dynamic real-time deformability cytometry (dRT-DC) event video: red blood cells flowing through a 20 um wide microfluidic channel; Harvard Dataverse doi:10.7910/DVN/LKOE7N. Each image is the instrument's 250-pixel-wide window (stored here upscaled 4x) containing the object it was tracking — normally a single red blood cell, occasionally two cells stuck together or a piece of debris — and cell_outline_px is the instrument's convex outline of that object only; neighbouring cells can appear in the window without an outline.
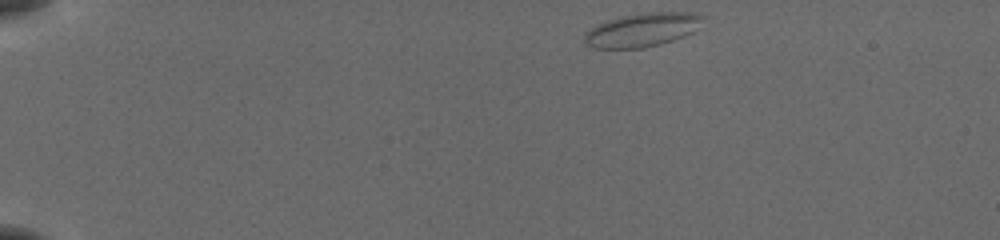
{"species": "common noctule bat (a hibernating species)", "species_latin": "Nyctalus noctula", "temperature_condition": "cold", "stored_images_in_passage": 45, "camera_frame_rate_fps": 3000, "um_per_image_px": 0.085, "animal": {"sex": "female", "body_mass_g": 19.5, "forearm_length_mm": 54.1}, "frame": {"image": 1, "passage_image": 1, "time_ms": 0.0, "image_size_px": [1000, 240], "cell_outline_px": [[704, 16], [692, 32], [684, 36], [660, 44], [644, 48], [592, 48], [584, 40], [584, 32], [588, 28], [608, 20], [624, 16], [648, 12], [692, 12]], "centroid_in_image_um": [54.54, 2.54], "position_along_channel_um": 30.5, "area_um2": 23.0}}
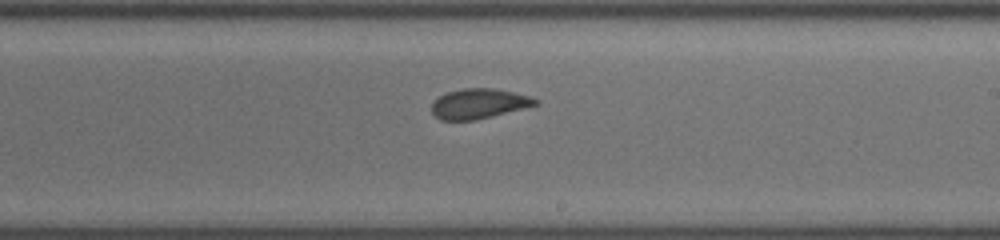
{"frame": {"image": 2, "passage_image": 25, "time_ms": 8.0, "image_size_px": [1000, 240], "cell_outline_px": [[540, 104], [476, 120], [440, 120], [432, 112], [432, 104], [440, 96], [448, 92], [460, 88], [492, 88], [512, 92], [528, 96], [540, 100]], "centroid_in_image_um": [40.72, 8.81], "position_along_channel_um": 248.3, "area_um2": 17.98}}
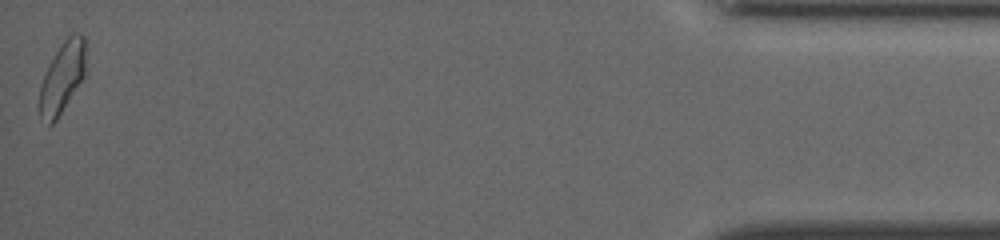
{"frame": {"image": 3, "passage_image": 45, "time_ms": 14.667, "image_size_px": [1000, 240], "cell_outline_px": [[84, 76], [56, 120], [52, 124], [48, 124], [40, 120], [40, 84], [60, 44], [72, 32], [80, 32], [84, 36]], "centroid_in_image_um": [5.28, 6.58], "position_along_channel_um": 429.9, "area_um2": 18.61}, "authors_computed_cell_mechanics": {"area_um2": 19.0162, "velocity_mm_per_s": 3.872, "shape_relaxation_time_tau1_ms": 6.8048, "shape_relaxation_time_tau2_ms": 0.8418, "deformation_change_tau1": 0.1417, "deformation_change_tau2": 0.0478}}